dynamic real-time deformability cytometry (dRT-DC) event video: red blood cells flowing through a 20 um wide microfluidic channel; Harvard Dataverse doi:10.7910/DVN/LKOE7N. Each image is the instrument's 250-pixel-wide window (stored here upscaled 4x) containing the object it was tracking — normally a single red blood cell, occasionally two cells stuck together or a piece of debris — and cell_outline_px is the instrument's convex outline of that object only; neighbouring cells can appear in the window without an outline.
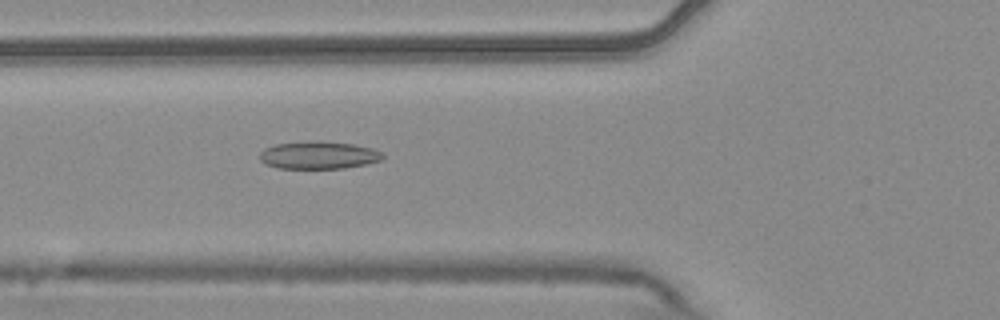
{"species": "common noctule bat (a hibernating species)", "species_latin": "Nyctalus noctula", "temperature_condition": "warm", "stored_images_in_passage": 6, "camera_frame_rate_fps": 3000, "um_per_image_px": 0.085, "animal": {"sex": "male", "body_mass_g": 20.4}, "frame": {"image": 1, "passage_image": 6, "time_ms": 1.667, "image_size_px": [1000, 320], "cell_outline_px": [[384, 156], [380, 160], [364, 164], [344, 168], [276, 168], [260, 160], [260, 152], [264, 148], [276, 144], [308, 140], [320, 140], [352, 144], [372, 148], [384, 152]], "centroid_in_image_um": [27.07, 13.17], "position_along_channel_um": 98.7, "area_um2": 19.88}}